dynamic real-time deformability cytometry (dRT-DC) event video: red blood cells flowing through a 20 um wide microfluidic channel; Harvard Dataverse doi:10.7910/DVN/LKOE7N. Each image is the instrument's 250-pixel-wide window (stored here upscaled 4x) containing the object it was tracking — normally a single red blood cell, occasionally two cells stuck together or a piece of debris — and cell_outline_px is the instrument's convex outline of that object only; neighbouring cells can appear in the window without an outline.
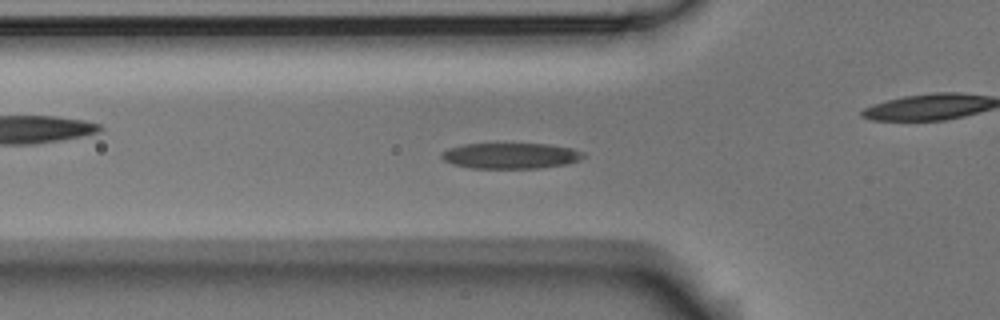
{"species": "Egyptian fruit bat (a non-hibernating species)", "species_latin": "Rousettus aegyptiacus", "temperature_condition": "room temperature", "stored_images_in_passage": 56, "camera_frame_rate_fps": 3000, "um_per_image_px": 0.085, "animal": {"sex": "male"}, "frame": {"image": 1, "passage_image": 18, "time_ms": 5.667, "image_size_px": [1000, 320], "cell_outline_px": [[584, 156], [580, 160], [568, 164], [540, 168], [468, 168], [452, 164], [444, 160], [440, 156], [440, 152], [448, 148], [464, 144], [548, 144], [572, 148], [584, 152]], "centroid_in_image_um": [43.39, 13.24], "position_along_channel_um": 82.4, "area_um2": 21.44}}
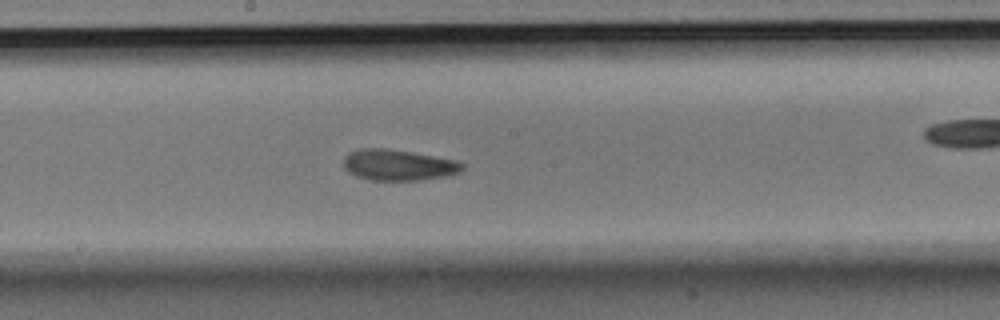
{"frame": {"image": 2, "passage_image": 29, "time_ms": 9.333, "image_size_px": [1000, 320], "cell_outline_px": [[464, 168], [460, 172], [448, 176], [420, 180], [372, 180], [356, 176], [348, 172], [344, 168], [344, 156], [348, 152], [360, 148], [384, 148], [456, 160], [464, 164]], "centroid_in_image_um": [33.84, 14.03], "position_along_channel_um": 214.4, "area_um2": 21.39}}
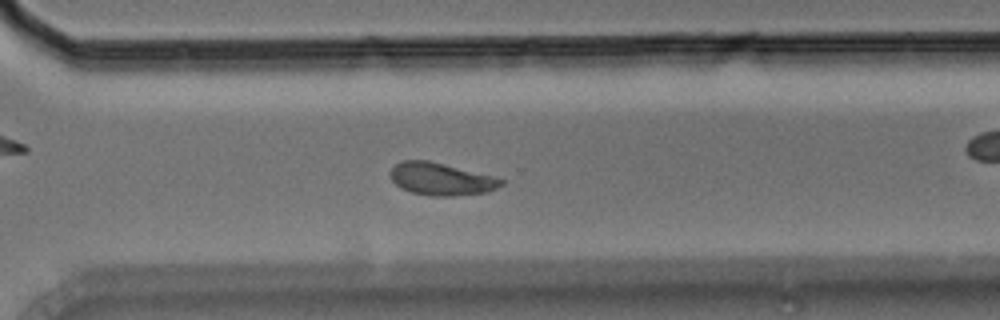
{"frame": {"image": 3, "passage_image": 39, "time_ms": 12.667, "image_size_px": [1000, 320], "cell_outline_px": [[504, 184], [488, 192], [456, 196], [428, 196], [412, 192], [400, 188], [392, 180], [392, 168], [400, 160], [428, 160], [444, 164], [504, 180]], "centroid_in_image_um": [37.47, 15.23], "position_along_channel_um": 333.1, "area_um2": 20.63}, "authors_computed_cell_mechanics": {"area_um2": 20.9814, "velocity_mm_per_s": 3.5737, "shape_relaxation_time_tau1_ms": 3.5068, "shape_relaxation_time_tau2_ms": 2.2735, "deformation_change_tau1": 0.1419, "deformation_change_tau2": 0.0801}}